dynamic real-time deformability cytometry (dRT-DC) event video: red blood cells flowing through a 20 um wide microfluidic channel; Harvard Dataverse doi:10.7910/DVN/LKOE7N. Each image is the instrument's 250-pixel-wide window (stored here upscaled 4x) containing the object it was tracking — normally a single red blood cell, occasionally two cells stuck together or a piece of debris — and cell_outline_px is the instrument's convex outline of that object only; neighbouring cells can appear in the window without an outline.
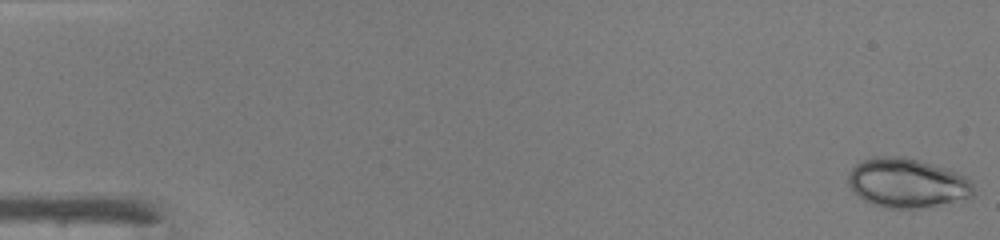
{"species": "common noctule bat (a hibernating species)", "species_latin": "Nyctalus noctula", "temperature_condition": "warm", "stored_images_in_passage": 48, "camera_frame_rate_fps": 3000, "um_per_image_px": 0.085, "animal": {"sex": "male", "body_mass_g": 19.0, "forearm_length_mm": 50.8}, "frame": {"image": 1, "passage_image": 1, "time_ms": 0.0, "image_size_px": [1000, 240], "cell_outline_px": [[976, 192], [972, 196], [936, 204], [916, 208], [884, 208], [872, 204], [864, 200], [848, 184], [848, 172], [860, 160], [872, 156], [904, 156], [932, 164], [956, 172], [964, 176], [972, 184]], "centroid_in_image_um": [77.04, 15.53], "position_along_channel_um": 8.0, "area_um2": 35.66}}
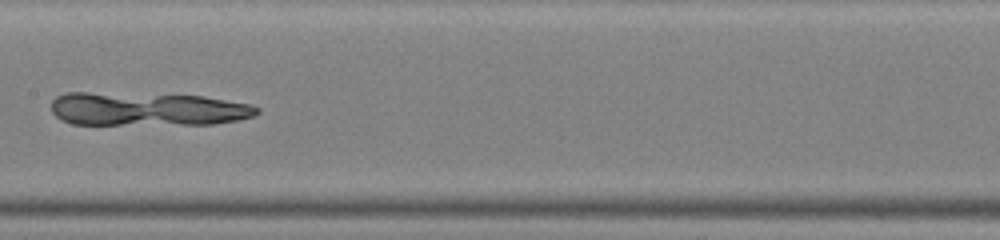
{"frame": {"image": 2, "passage_image": 25, "time_ms": 8.0, "image_size_px": [1000, 240], "cell_outline_px": [[260, 112], [256, 116], [236, 120], [212, 124], [72, 124], [56, 116], [52, 112], [52, 100], [56, 96], [68, 92], [88, 92], [204, 96], [248, 104], [260, 108]], "centroid_in_image_um": [12.52, 9.27], "position_along_channel_um": 194.9, "area_um2": 40.06}}
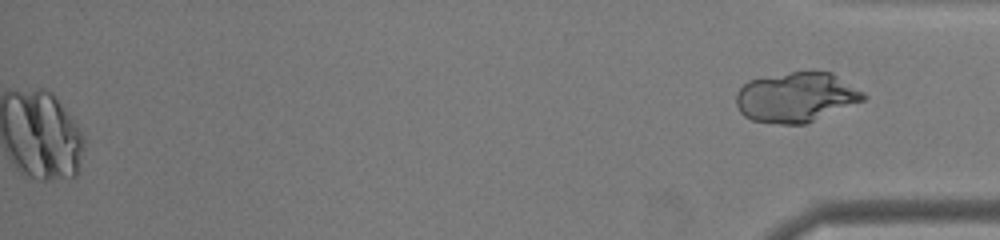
{"frame": {"image": 3, "passage_image": 48, "time_ms": 15.667, "image_size_px": [1000, 240], "cell_outline_px": [[868, 96], [864, 100], [804, 124], [780, 124], [752, 120], [744, 116], [740, 112], [736, 104], [736, 92], [748, 80], [792, 72], [832, 72], [864, 92]], "centroid_in_image_um": [67.66, 8.26], "position_along_channel_um": 367.5, "area_um2": 36.7}}